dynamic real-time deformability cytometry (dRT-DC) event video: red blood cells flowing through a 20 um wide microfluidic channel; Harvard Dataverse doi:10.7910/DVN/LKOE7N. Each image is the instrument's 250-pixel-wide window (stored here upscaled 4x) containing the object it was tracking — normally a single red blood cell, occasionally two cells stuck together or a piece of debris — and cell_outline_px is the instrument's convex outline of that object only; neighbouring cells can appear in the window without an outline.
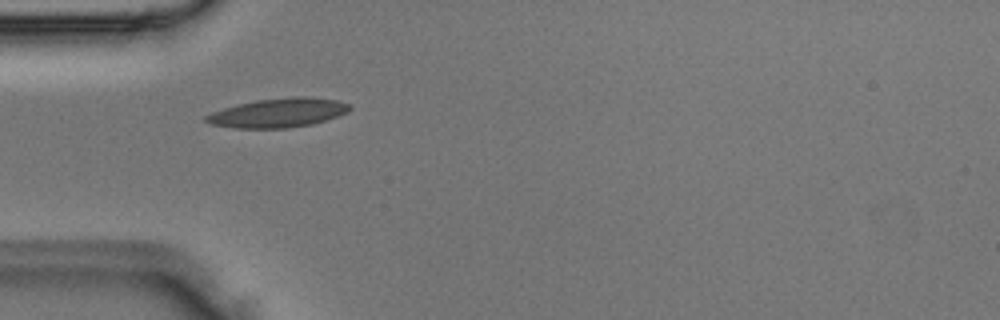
{"species": "Egyptian fruit bat (a non-hibernating species)", "species_latin": "Rousettus aegyptiacus", "temperature_condition": "room temperature", "stored_images_in_passage": 37, "camera_frame_rate_fps": 3000, "um_per_image_px": 0.085, "animal": {"sex": "male"}, "frame": {"image": 1, "passage_image": 3, "time_ms": 0.667, "image_size_px": [1000, 320], "cell_outline_px": [[352, 108], [348, 112], [312, 124], [288, 128], [232, 128], [212, 124], [204, 120], [204, 116], [212, 112], [224, 108], [256, 100], [296, 96], [304, 96], [336, 100], [352, 104]], "centroid_in_image_um": [23.66, 9.59], "position_along_channel_um": 61.3, "area_um2": 24.28}}
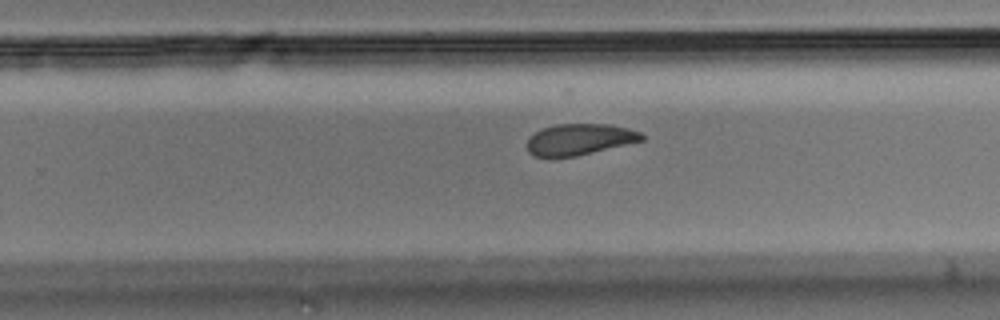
{"frame": {"image": 2, "passage_image": 19, "time_ms": 6.0, "image_size_px": [1000, 320], "cell_outline_px": [[644, 140], [576, 156], [536, 156], [528, 152], [528, 136], [544, 128], [556, 124], [608, 124], [628, 128], [640, 132], [644, 136]], "centroid_in_image_um": [49.27, 11.83], "position_along_channel_um": 280.5, "area_um2": 20.58}}
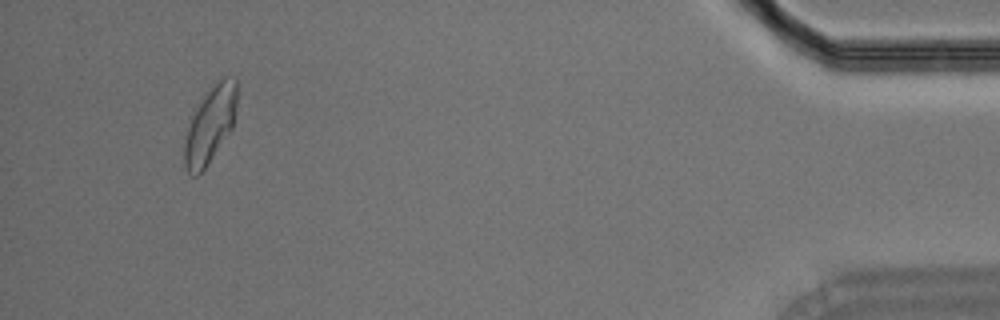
{"frame": {"image": 3, "passage_image": 34, "time_ms": 11.0, "image_size_px": [1000, 320], "cell_outline_px": [[236, 104], [232, 128], [204, 168], [196, 176], [192, 176], [188, 172], [184, 164], [184, 140], [192, 116], [204, 92], [224, 76], [236, 80]], "centroid_in_image_um": [17.84, 10.59], "position_along_channel_um": 417.4, "area_um2": 22.89}}